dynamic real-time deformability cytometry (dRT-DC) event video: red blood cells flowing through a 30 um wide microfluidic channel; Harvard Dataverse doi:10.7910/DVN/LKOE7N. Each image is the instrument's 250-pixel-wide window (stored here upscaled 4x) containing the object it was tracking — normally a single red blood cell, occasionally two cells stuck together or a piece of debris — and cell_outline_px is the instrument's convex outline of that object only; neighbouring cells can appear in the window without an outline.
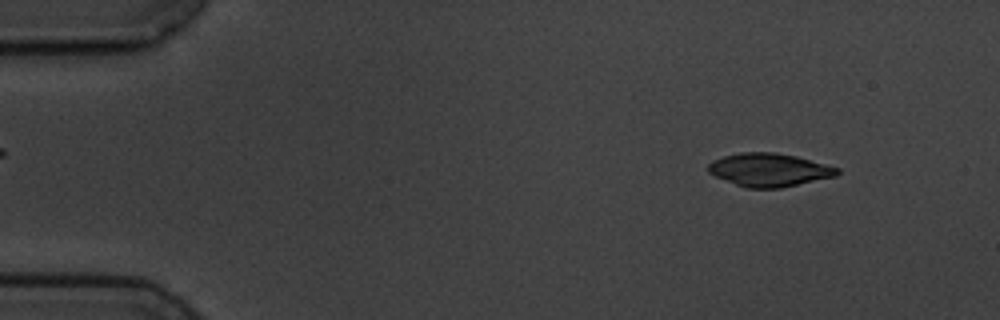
{"species": "common noctule bat (a hibernating species)", "species_latin": "Nyctalus noctula", "temperature_condition": "cold", "stored_images_in_passage": 4, "camera_frame_rate_fps": 3000, "um_per_image_px": 0.085, "animal": {"sex": "male", "body_mass_g": 19.5, "forearm_length_mm": 54.6}, "frame": {"image": 1, "passage_image": 1, "time_ms": 0.0, "image_size_px": [1000, 320], "cell_outline_px": [[840, 172], [836, 176], [780, 188], [748, 188], [736, 184], [716, 176], [708, 172], [708, 164], [712, 160], [724, 156], [740, 152], [772, 152], [796, 156], [840, 168]], "centroid_in_image_um": [65.39, 14.43], "position_along_channel_um": 19.6, "area_um2": 24.8}}
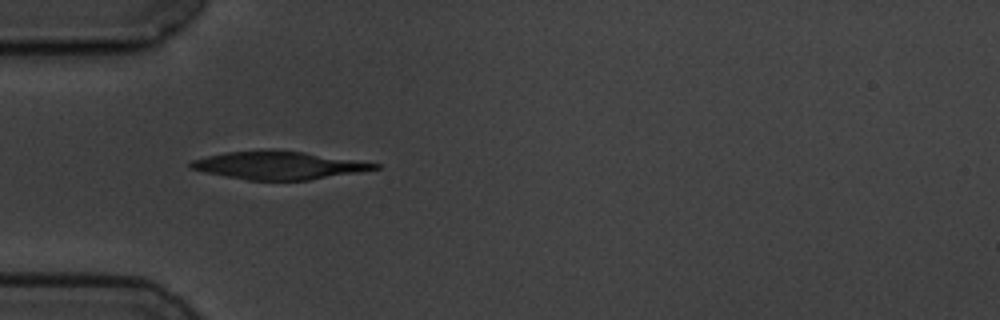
{"frame": {"image": 2, "passage_image": 3, "time_ms": 3.667, "image_size_px": [1000, 320], "cell_outline_px": [[380, 168], [308, 180], [248, 180], [224, 176], [204, 172], [188, 168], [188, 164], [192, 160], [224, 152], [268, 148], [276, 148], [304, 152], [356, 160], [380, 164]], "centroid_in_image_um": [23.6, 14.03], "position_along_channel_um": 61.4, "area_um2": 30.17}}
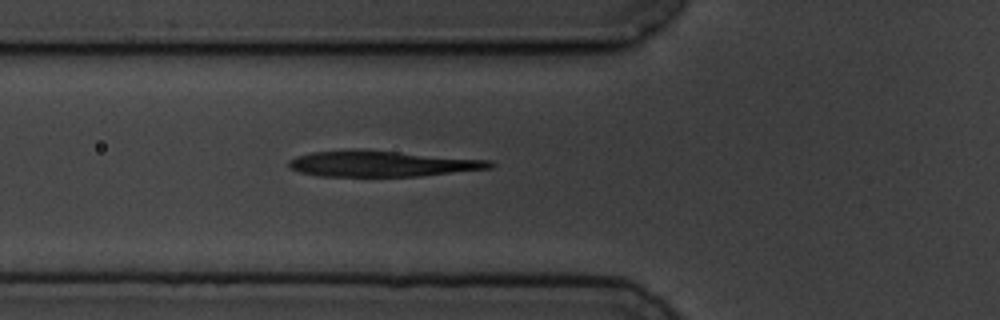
{"frame": {"image": 3, "passage_image": 4, "time_ms": 4.667, "image_size_px": [1000, 320], "cell_outline_px": [[496, 164], [492, 168], [420, 176], [320, 176], [300, 172], [288, 168], [288, 160], [296, 156], [312, 152], [352, 148], [364, 148], [492, 160]], "centroid_in_image_um": [32.46, 13.89], "position_along_channel_um": 93.3, "area_um2": 31.1}}